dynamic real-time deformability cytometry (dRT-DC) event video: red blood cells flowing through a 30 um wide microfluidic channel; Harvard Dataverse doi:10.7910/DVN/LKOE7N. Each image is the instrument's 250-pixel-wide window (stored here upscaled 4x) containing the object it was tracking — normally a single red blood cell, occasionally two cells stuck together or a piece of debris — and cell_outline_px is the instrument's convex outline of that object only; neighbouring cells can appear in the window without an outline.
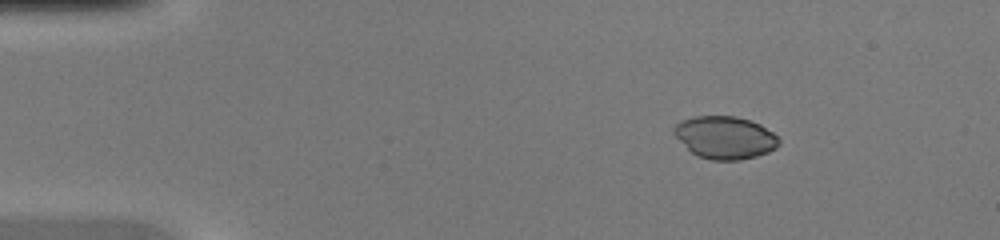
{"species": "common noctule bat (a hibernating species)", "species_latin": "Nyctalus noctula", "temperature_condition": "warm", "stored_images_in_passage": 45, "camera_frame_rate_fps": 3000, "um_per_image_px": 0.085, "animal": {"sex": "female", "body_mass_g": 20.0, "forearm_length_mm": 54.0}, "frame": {"image": 1, "passage_image": 6, "time_ms": 1.667, "image_size_px": [1000, 240], "cell_outline_px": [[780, 144], [776, 148], [768, 152], [756, 156], [740, 160], [712, 160], [696, 156], [672, 132], [676, 124], [680, 120], [692, 116], [736, 116], [760, 124], [772, 132], [780, 140]], "centroid_in_image_um": [61.62, 11.68], "position_along_channel_um": 23.4, "area_um2": 26.01}}
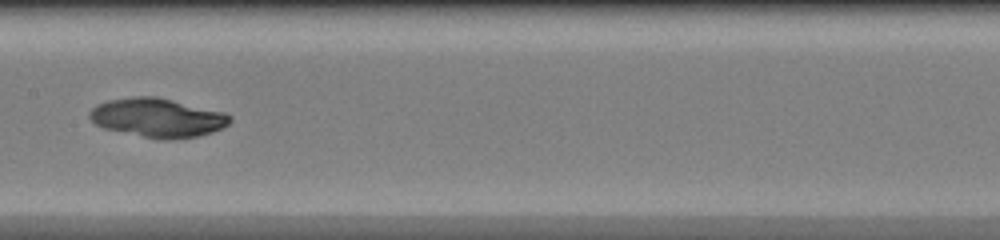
{"frame": {"image": 2, "passage_image": 23, "time_ms": 7.333, "image_size_px": [1000, 240], "cell_outline_px": [[232, 120], [228, 124], [212, 132], [196, 136], [168, 140], [160, 140], [104, 128], [96, 124], [88, 116], [88, 112], [96, 104], [108, 100], [136, 96], [156, 96], [224, 112], [232, 116]], "centroid_in_image_um": [13.38, 10.0], "position_along_channel_um": 194.0, "area_um2": 31.79}}
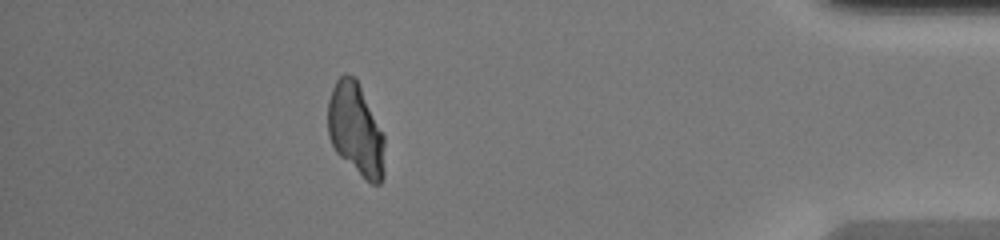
{"frame": {"image": 3, "passage_image": 40, "time_ms": 13.0, "image_size_px": [1000, 240], "cell_outline_px": [[384, 176], [380, 184], [372, 184], [364, 180], [336, 152], [328, 136], [328, 100], [332, 88], [336, 80], [344, 72], [356, 76], [384, 136]], "centroid_in_image_um": [30.24, 11.01], "position_along_channel_um": 405.0, "area_um2": 30.87}}